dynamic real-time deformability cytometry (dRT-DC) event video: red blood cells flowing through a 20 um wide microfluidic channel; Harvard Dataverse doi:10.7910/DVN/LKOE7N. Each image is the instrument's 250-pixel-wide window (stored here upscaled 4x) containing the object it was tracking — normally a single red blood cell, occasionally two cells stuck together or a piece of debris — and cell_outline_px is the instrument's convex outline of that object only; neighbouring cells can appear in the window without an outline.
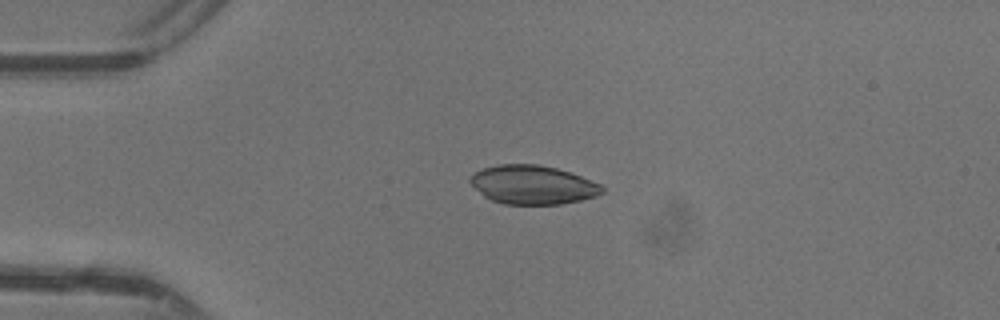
{"species": "common noctule bat (a hibernating species)", "species_latin": "Nyctalus noctula", "temperature_condition": "warm", "stored_images_in_passage": 37, "camera_frame_rate_fps": 3000, "um_per_image_px": 0.085, "animal": {"sex": "female"}, "frame": {"image": 1, "passage_image": 1, "time_ms": 0.0, "image_size_px": [1000, 320], "cell_outline_px": [[604, 192], [596, 196], [580, 200], [560, 204], [504, 204], [492, 200], [484, 196], [468, 180], [468, 176], [484, 168], [500, 164], [536, 164], [556, 168], [580, 176], [600, 184], [604, 188]], "centroid_in_image_um": [45.27, 15.71], "position_along_channel_um": 39.7, "area_um2": 29.59}}
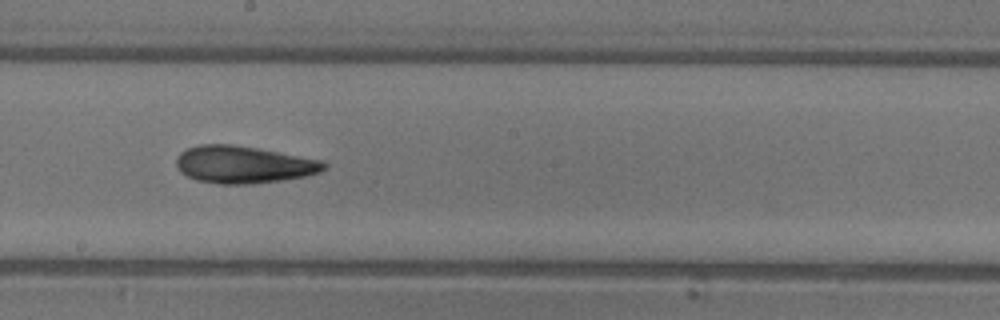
{"frame": {"image": 2, "passage_image": 16, "time_ms": 5.0, "image_size_px": [1000, 320], "cell_outline_px": [[328, 168], [320, 172], [304, 176], [280, 180], [252, 184], [220, 184], [196, 180], [180, 172], [176, 164], [176, 156], [180, 152], [188, 148], [200, 144], [232, 144], [256, 148], [324, 160], [328, 164]], "centroid_in_image_um": [20.71, 13.98], "position_along_channel_um": 227.5, "area_um2": 32.19}}
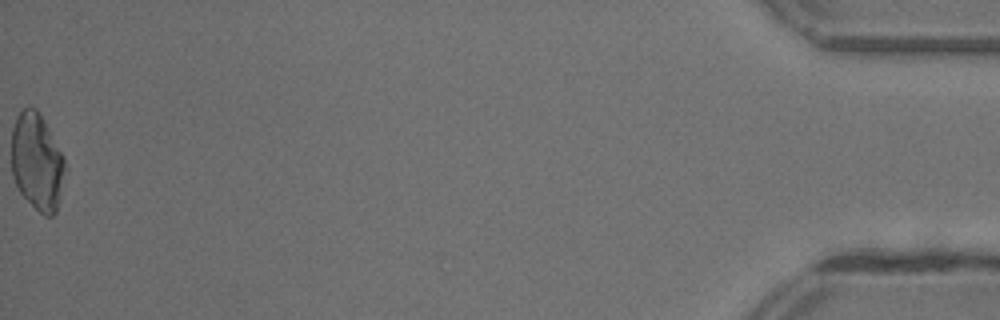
{"frame": {"image": 3, "passage_image": 37, "time_ms": 12.0, "image_size_px": [1000, 320], "cell_outline_px": [[68, 168], [56, 212], [52, 216], [44, 216], [20, 192], [12, 176], [12, 128], [16, 116], [28, 104], [36, 108], [48, 128], [64, 156]], "centroid_in_image_um": [3.17, 13.75], "position_along_channel_um": 432.0, "area_um2": 30.63}}